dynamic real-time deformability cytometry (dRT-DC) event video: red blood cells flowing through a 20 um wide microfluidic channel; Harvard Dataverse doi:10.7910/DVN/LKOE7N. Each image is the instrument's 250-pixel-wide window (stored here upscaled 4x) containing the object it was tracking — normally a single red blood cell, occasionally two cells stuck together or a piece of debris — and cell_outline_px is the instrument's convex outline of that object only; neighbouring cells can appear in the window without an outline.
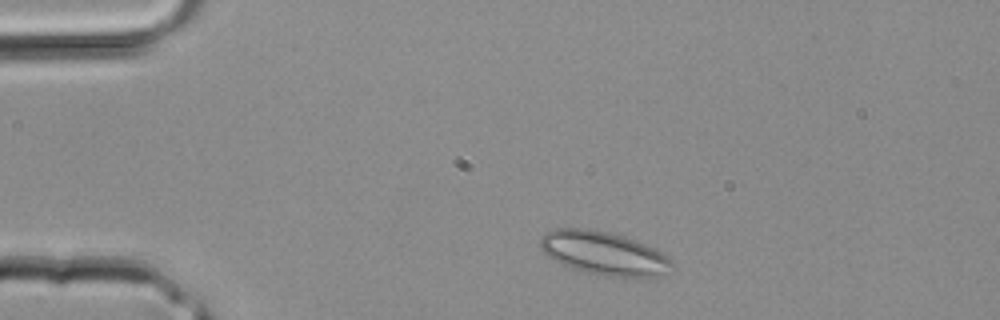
{"species": "common noctule bat (a hibernating species)", "species_latin": "Nyctalus noctula", "temperature_condition": "room temperature", "stored_images_in_passage": 1, "camera_frame_rate_fps": 3000, "um_per_image_px": 0.085, "animal": {"sex": "male", "body_mass_g": 20.4}, "frame": {"image": 1, "passage_image": 1, "time_ms": 0.0, "image_size_px": [1000, 320], "cell_outline_px": [[676, 268], [672, 272], [664, 276], [612, 276], [588, 272], [572, 268], [548, 256], [540, 248], [540, 236], [544, 232], [556, 228], [588, 228], [612, 232], [636, 240], [656, 248], [668, 256], [676, 264]], "centroid_in_image_um": [51.41, 21.5], "position_along_channel_um": 33.6, "area_um2": 33.7}}